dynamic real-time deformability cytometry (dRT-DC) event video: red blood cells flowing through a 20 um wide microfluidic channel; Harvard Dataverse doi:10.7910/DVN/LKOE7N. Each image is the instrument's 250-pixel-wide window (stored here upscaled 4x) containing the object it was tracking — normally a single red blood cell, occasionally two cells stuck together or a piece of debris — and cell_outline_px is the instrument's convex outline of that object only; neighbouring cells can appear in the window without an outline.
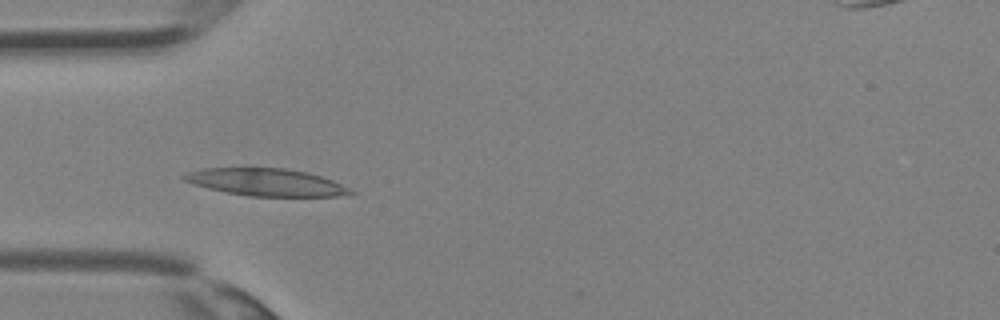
{"species": "Egyptian fruit bat (a non-hibernating species)", "species_latin": "Rousettus aegyptiacus", "temperature_condition": "room temperature", "stored_images_in_passage": 11, "camera_frame_rate_fps": 3000, "um_per_image_px": 0.085, "animal": {"sex": "female"}, "frame": {"image": 1, "passage_image": 2, "time_ms": 0.333, "image_size_px": [1000, 320], "cell_outline_px": [[356, 192], [348, 196], [248, 196], [208, 188], [192, 184], [184, 180], [180, 176], [188, 172], [200, 168], [288, 168], [308, 172], [332, 180]], "centroid_in_image_um": [22.62, 15.48], "position_along_channel_um": 62.4, "area_um2": 26.53}}
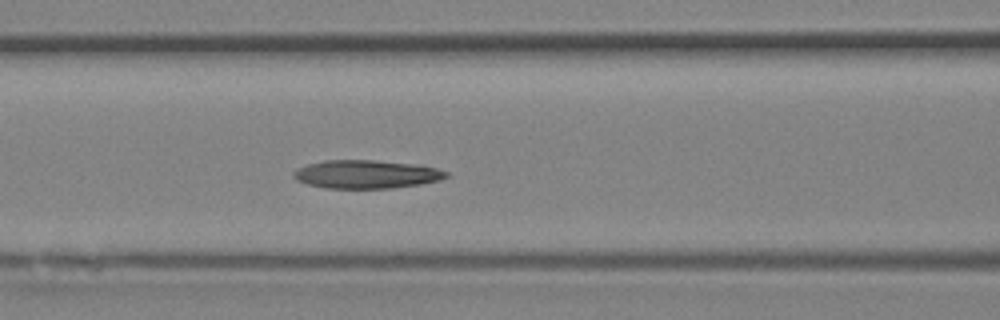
{"frame": {"image": 2, "passage_image": 6, "time_ms": 1.667, "image_size_px": [1000, 320], "cell_outline_px": [[448, 176], [440, 180], [420, 184], [388, 188], [324, 188], [308, 184], [296, 180], [292, 176], [292, 172], [308, 164], [324, 160], [376, 160], [412, 164], [436, 168], [448, 172]], "centroid_in_image_um": [31.11, 14.81], "position_along_channel_um": 135.5, "area_um2": 25.03}}
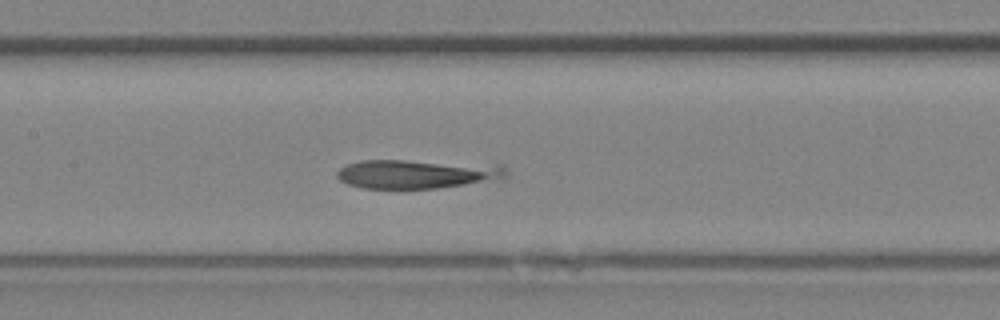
{"frame": {"image": 3, "passage_image": 8, "time_ms": 2.333, "image_size_px": [1000, 320], "cell_outline_px": [[508, 176], [464, 184], [436, 188], [364, 188], [348, 184], [340, 180], [336, 176], [336, 172], [340, 168], [348, 164], [360, 160], [404, 160], [504, 164], [508, 172]], "centroid_in_image_um": [35.44, 14.76], "position_along_channel_um": 172.0, "area_um2": 28.5}}